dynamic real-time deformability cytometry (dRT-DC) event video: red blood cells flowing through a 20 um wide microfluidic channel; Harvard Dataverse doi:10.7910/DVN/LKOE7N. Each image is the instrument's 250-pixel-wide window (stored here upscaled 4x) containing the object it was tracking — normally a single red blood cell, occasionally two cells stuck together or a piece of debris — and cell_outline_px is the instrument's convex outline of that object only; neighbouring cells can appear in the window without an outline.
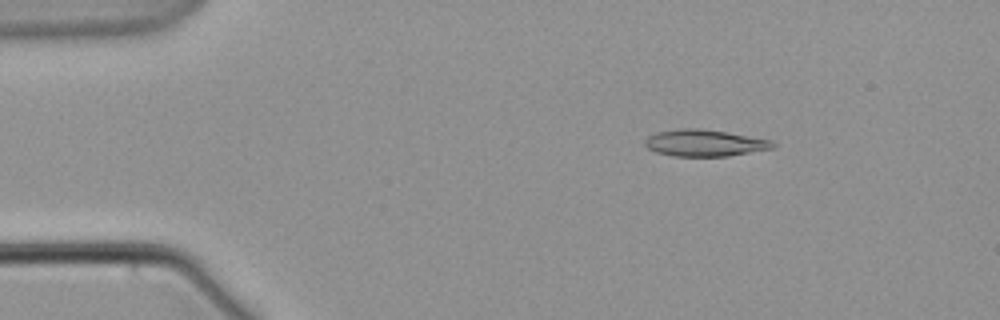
{"species": "common noctule bat (a hibernating species)", "species_latin": "Nyctalus noctula", "temperature_condition": "warm", "stored_images_in_passage": 7, "camera_frame_rate_fps": 3000, "um_per_image_px": 0.085, "animal": {"sex": "male", "body_mass_g": 21.5, "forearm_length_mm": 52.0}, "frame": {"image": 1, "passage_image": 3, "time_ms": 2.333, "image_size_px": [1000, 320], "cell_outline_px": [[776, 144], [772, 148], [728, 156], [672, 156], [656, 152], [648, 148], [644, 144], [644, 140], [648, 136], [656, 132], [684, 128], [696, 128], [724, 132], [772, 140]], "centroid_in_image_um": [59.85, 12.16], "position_along_channel_um": 25.2, "area_um2": 19.65}}
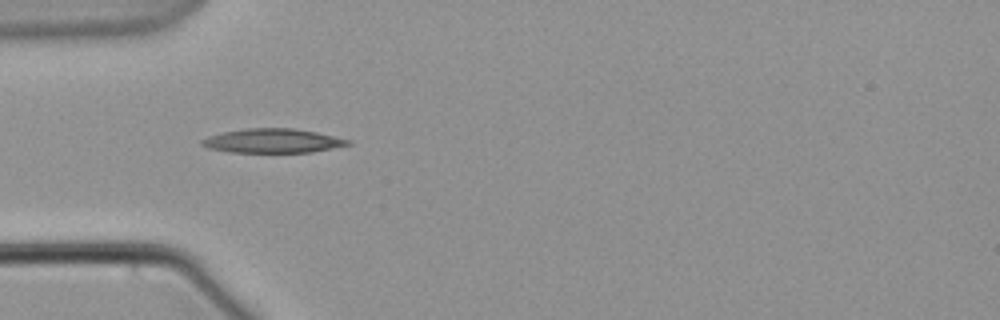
{"frame": {"image": 2, "passage_image": 5, "time_ms": 5.667, "image_size_px": [1000, 320], "cell_outline_px": [[352, 144], [312, 152], [228, 152], [208, 148], [200, 144], [200, 140], [208, 136], [224, 132], [248, 128], [292, 128], [316, 132], [352, 140]], "centroid_in_image_um": [23.18, 11.97], "position_along_channel_um": 61.8, "area_um2": 20.52}}
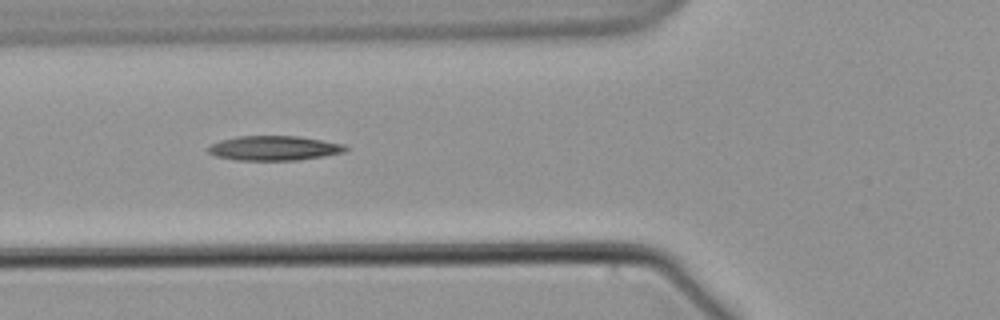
{"frame": {"image": 3, "passage_image": 6, "time_ms": 7.0, "image_size_px": [1000, 320], "cell_outline_px": [[348, 148], [344, 152], [324, 156], [300, 160], [236, 160], [216, 156], [208, 152], [208, 148], [212, 144], [220, 140], [236, 136], [296, 136], [344, 144]], "centroid_in_image_um": [23.29, 12.59], "position_along_channel_um": 102.5, "area_um2": 19.59}}